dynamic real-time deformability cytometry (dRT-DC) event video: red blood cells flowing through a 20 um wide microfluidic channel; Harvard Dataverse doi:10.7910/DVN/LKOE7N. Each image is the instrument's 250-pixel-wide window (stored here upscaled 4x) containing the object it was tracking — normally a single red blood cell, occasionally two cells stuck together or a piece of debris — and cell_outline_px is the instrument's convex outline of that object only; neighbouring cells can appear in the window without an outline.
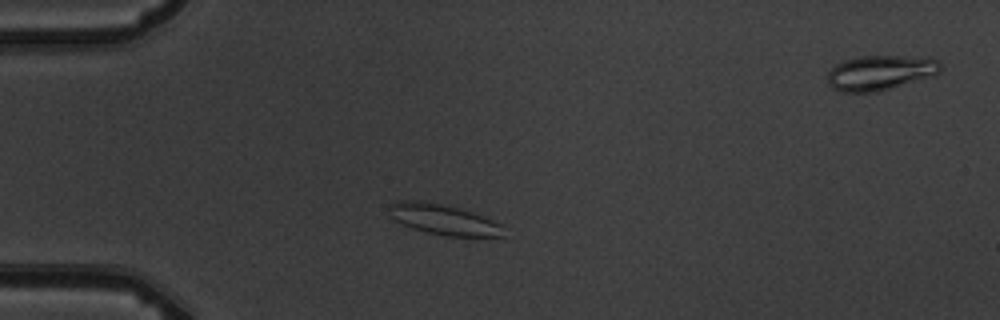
{"species": "common noctule bat (a hibernating species)", "species_latin": "Nyctalus noctula", "temperature_condition": "warm", "stored_images_in_passage": 7, "camera_frame_rate_fps": 3000, "um_per_image_px": 0.085, "animal": {"sex": "male", "body_mass_g": 19.5, "forearm_length_mm": 54.6}, "frame": {"image": 1, "passage_image": 3, "time_ms": 3.333, "image_size_px": [1000, 320], "cell_outline_px": [[504, 236], [448, 236], [428, 232], [412, 228], [388, 216], [388, 204], [396, 200], [424, 200], [452, 204], [484, 216], [504, 224]], "centroid_in_image_um": [37.69, 18.61], "position_along_channel_um": 47.3, "area_um2": 21.04}}
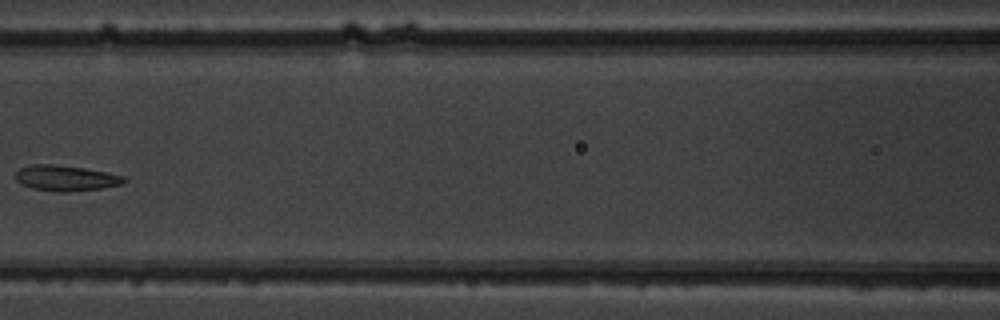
{"frame": {"image": 2, "passage_image": 6, "time_ms": 7.0, "image_size_px": [1000, 320], "cell_outline_px": [[128, 180], [124, 184], [100, 188], [68, 192], [56, 192], [32, 188], [20, 184], [16, 180], [16, 172], [20, 168], [32, 164], [52, 164], [84, 168], [124, 176]], "centroid_in_image_um": [5.58, 15.14], "position_along_channel_um": 161.0, "area_um2": 16.18}}
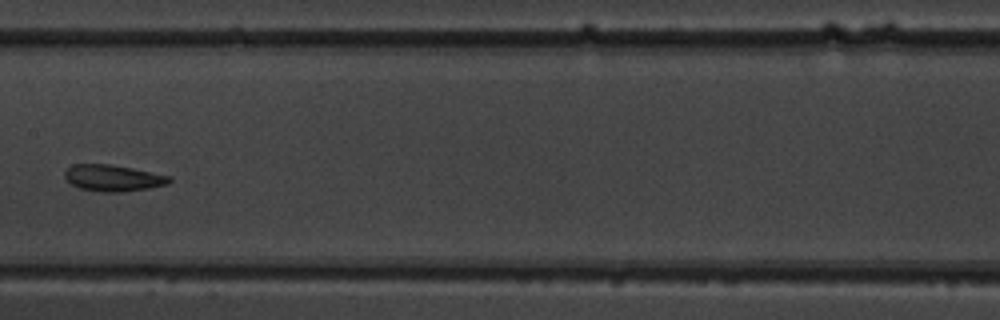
{"frame": {"image": 3, "passage_image": 7, "time_ms": 8.0, "image_size_px": [1000, 320], "cell_outline_px": [[172, 180], [168, 184], [148, 188], [124, 192], [100, 192], [80, 188], [72, 184], [64, 176], [64, 172], [72, 164], [108, 164], [132, 168], [172, 176]], "centroid_in_image_um": [9.63, 15.13], "position_along_channel_um": 197.8, "area_um2": 16.13}}